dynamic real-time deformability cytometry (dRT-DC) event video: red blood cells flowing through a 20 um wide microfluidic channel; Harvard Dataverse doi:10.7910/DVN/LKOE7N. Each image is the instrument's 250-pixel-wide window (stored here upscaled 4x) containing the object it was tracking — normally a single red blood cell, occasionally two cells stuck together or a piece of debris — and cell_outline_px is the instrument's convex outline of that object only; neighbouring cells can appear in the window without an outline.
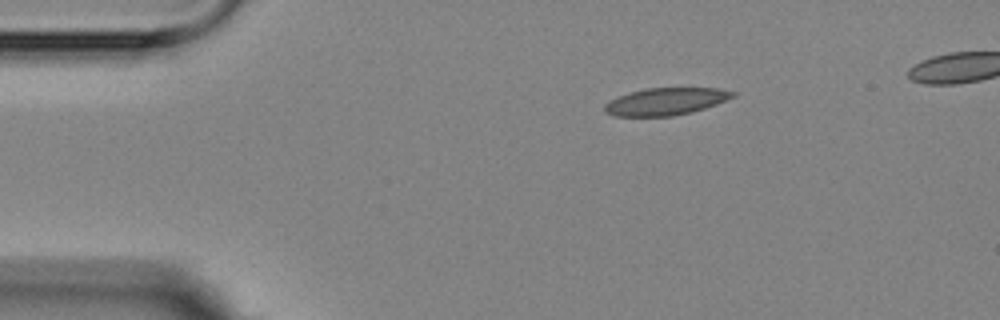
{"species": "Egyptian fruit bat (a non-hibernating species)", "species_latin": "Rousettus aegyptiacus", "temperature_condition": "room temperature", "stored_images_in_passage": 3, "camera_frame_rate_fps": 3000, "um_per_image_px": 0.085, "animal": {"sex": "female"}, "frame": {"image": 1, "passage_image": 1, "time_ms": 0.0, "image_size_px": [1000, 320], "cell_outline_px": [[736, 96], [716, 104], [692, 112], [672, 116], [612, 116], [604, 112], [604, 104], [628, 92], [648, 88], [720, 88], [736, 92]], "centroid_in_image_um": [56.6, 8.62], "position_along_channel_um": 28.4, "area_um2": 20.35}}